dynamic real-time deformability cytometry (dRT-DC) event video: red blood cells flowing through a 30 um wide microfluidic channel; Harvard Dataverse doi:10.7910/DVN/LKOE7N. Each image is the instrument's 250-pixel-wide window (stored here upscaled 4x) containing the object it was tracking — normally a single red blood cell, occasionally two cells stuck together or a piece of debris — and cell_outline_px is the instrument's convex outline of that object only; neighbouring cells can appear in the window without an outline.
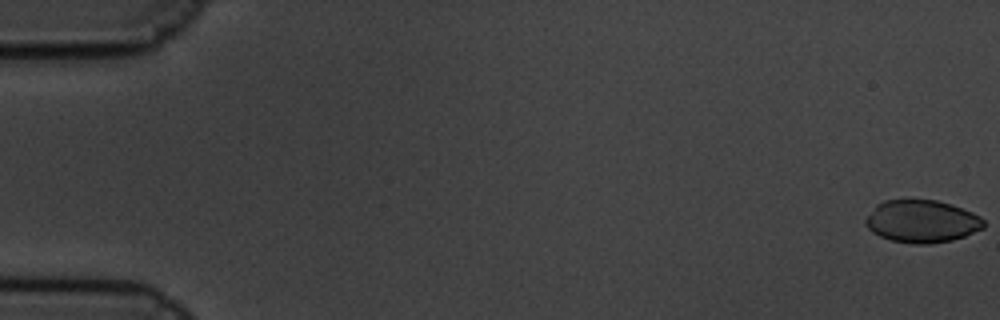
{"species": "common noctule bat (a hibernating species)", "species_latin": "Nyctalus noctula", "temperature_condition": "cold", "stored_images_in_passage": 61, "camera_frame_rate_fps": 3000, "um_per_image_px": 0.085, "animal": {"sex": "male", "body_mass_g": 19.5, "forearm_length_mm": 54.6}, "frame": {"image": 1, "passage_image": 1, "time_ms": 0.0, "image_size_px": [1000, 320], "cell_outline_px": [[984, 228], [964, 236], [952, 240], [928, 244], [912, 244], [892, 240], [880, 236], [872, 232], [864, 224], [864, 220], [876, 204], [884, 200], [936, 200], [972, 212], [980, 216], [984, 220]], "centroid_in_image_um": [78.33, 18.82], "position_along_channel_um": 6.7, "area_um2": 29.19}}
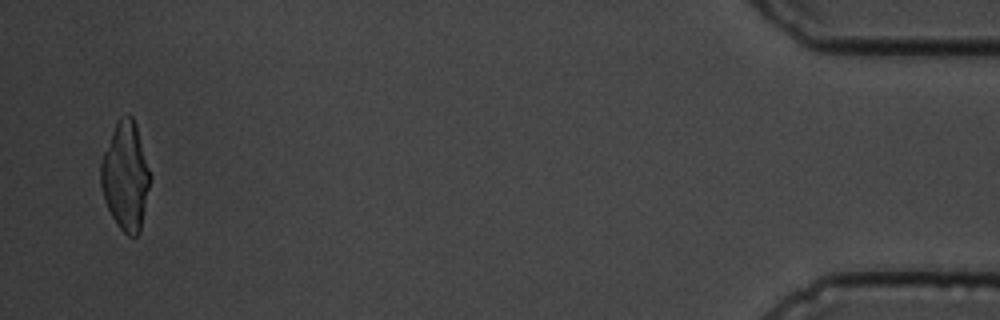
{"frame": {"image": 2, "passage_image": 59, "time_ms": 19.333, "image_size_px": [1000, 320], "cell_outline_px": [[152, 176], [140, 232], [136, 236], [128, 236], [120, 228], [112, 216], [104, 200], [100, 184], [100, 164], [104, 152], [112, 132], [120, 116], [128, 112], [132, 116], [136, 124]], "centroid_in_image_um": [10.69, 14.97], "position_along_channel_um": 424.5, "area_um2": 31.27}}